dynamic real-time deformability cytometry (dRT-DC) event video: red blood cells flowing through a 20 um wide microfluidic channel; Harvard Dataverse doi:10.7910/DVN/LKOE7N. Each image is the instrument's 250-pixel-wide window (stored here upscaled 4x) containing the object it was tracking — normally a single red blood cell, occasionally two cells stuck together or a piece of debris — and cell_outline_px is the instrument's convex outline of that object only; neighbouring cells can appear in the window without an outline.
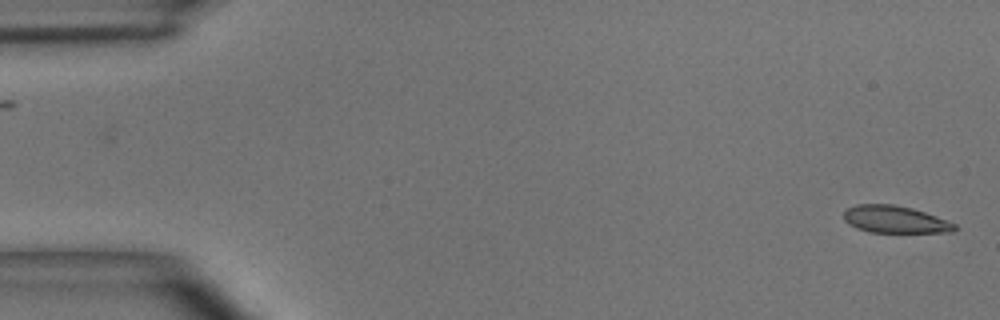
{"species": "common noctule bat (a hibernating species)", "species_latin": "Nyctalus noctula", "temperature_condition": "room temperature", "stored_images_in_passage": 49, "camera_frame_rate_fps": 3000, "um_per_image_px": 0.085, "animal": {"sex": "male", "body_mass_g": 15.6}, "frame": {"image": 1, "passage_image": 1, "time_ms": 0.0, "image_size_px": [1000, 320], "cell_outline_px": [[960, 228], [952, 232], [868, 232], [856, 228], [848, 224], [844, 220], [844, 212], [848, 208], [856, 204], [892, 204], [912, 208], [936, 216], [956, 224]], "centroid_in_image_um": [76.08, 18.65], "position_along_channel_um": 8.9, "area_um2": 17.63}}
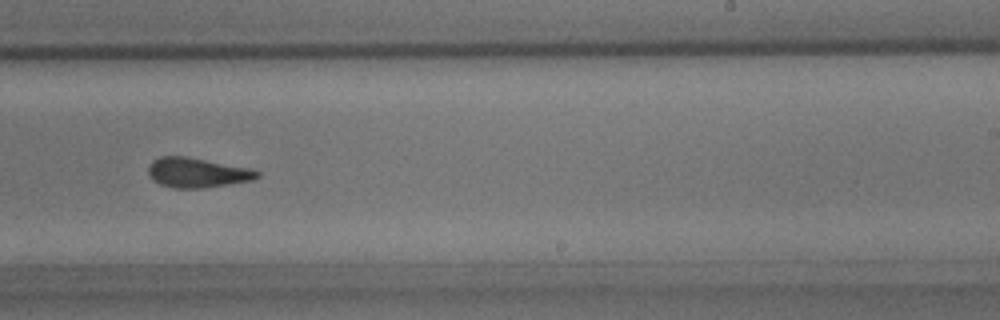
{"frame": {"image": 2, "passage_image": 30, "time_ms": 9.667, "image_size_px": [1000, 320], "cell_outline_px": [[260, 176], [252, 180], [204, 188], [172, 188], [160, 184], [152, 180], [148, 172], [148, 168], [152, 160], [160, 156], [184, 156], [248, 168], [260, 172]], "centroid_in_image_um": [16.71, 14.68], "position_along_channel_um": 272.3, "area_um2": 18.73}}
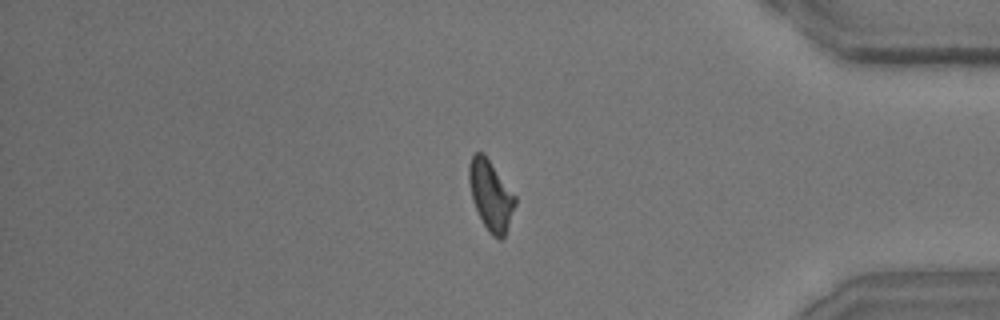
{"frame": {"image": 3, "passage_image": 41, "time_ms": 13.333, "image_size_px": [1000, 320], "cell_outline_px": [[516, 204], [504, 236], [500, 240], [492, 236], [488, 232], [472, 200], [468, 180], [468, 164], [472, 156], [476, 152], [484, 152], [516, 196]], "centroid_in_image_um": [41.7, 16.57], "position_along_channel_um": 393.5, "area_um2": 18.84}, "authors_computed_cell_mechanics": {"area_um2": 18.8428, "velocity_mm_per_s": 4.0512, "shape_relaxation_time_tau1_ms": 4.6679, "shape_relaxation_time_tau2_ms": 1.1852, "deformation_change_tau1": 0.158, "deformation_change_tau2": 0.0725}}